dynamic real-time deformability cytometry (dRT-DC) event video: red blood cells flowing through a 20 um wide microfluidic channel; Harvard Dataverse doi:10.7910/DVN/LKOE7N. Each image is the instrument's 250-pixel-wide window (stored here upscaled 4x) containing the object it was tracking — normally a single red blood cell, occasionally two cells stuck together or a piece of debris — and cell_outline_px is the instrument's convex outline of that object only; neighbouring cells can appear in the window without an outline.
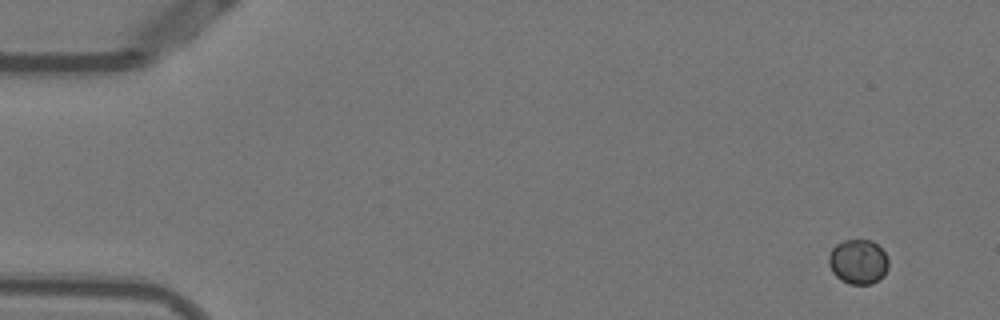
{"species": "Egyptian fruit bat (a non-hibernating species)", "species_latin": "Rousettus aegyptiacus", "temperature_condition": "warm", "stored_images_in_passage": 4, "camera_frame_rate_fps": 3000, "um_per_image_px": 0.085, "animal": {"sex": "female"}, "frame": {"image": 1, "passage_image": 1, "time_ms": 0.0, "image_size_px": [1000, 320], "cell_outline_px": [[888, 268], [884, 276], [872, 284], [848, 284], [840, 280], [832, 272], [828, 264], [828, 256], [832, 248], [836, 244], [844, 240], [872, 240], [884, 252], [888, 260]], "centroid_in_image_um": [72.93, 22.26], "position_along_channel_um": 12.1, "area_um2": 15.72}}